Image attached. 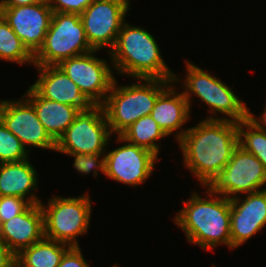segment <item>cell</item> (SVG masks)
Masks as SVG:
<instances>
[{
    "label": "cell",
    "mask_w": 266,
    "mask_h": 267,
    "mask_svg": "<svg viewBox=\"0 0 266 267\" xmlns=\"http://www.w3.org/2000/svg\"><path fill=\"white\" fill-rule=\"evenodd\" d=\"M90 51L93 49L88 43L80 14L53 12L45 41L34 55V65L56 66L63 60Z\"/></svg>",
    "instance_id": "5b68a950"
},
{
    "label": "cell",
    "mask_w": 266,
    "mask_h": 267,
    "mask_svg": "<svg viewBox=\"0 0 266 267\" xmlns=\"http://www.w3.org/2000/svg\"><path fill=\"white\" fill-rule=\"evenodd\" d=\"M35 67H38L40 77L31 87L40 96L76 107L80 111L87 110L93 105L80 91L77 84L57 65Z\"/></svg>",
    "instance_id": "2e32d148"
},
{
    "label": "cell",
    "mask_w": 266,
    "mask_h": 267,
    "mask_svg": "<svg viewBox=\"0 0 266 267\" xmlns=\"http://www.w3.org/2000/svg\"><path fill=\"white\" fill-rule=\"evenodd\" d=\"M97 50L63 60L59 65L93 105H102L110 92L114 75L105 59L92 54Z\"/></svg>",
    "instance_id": "30bf717a"
},
{
    "label": "cell",
    "mask_w": 266,
    "mask_h": 267,
    "mask_svg": "<svg viewBox=\"0 0 266 267\" xmlns=\"http://www.w3.org/2000/svg\"><path fill=\"white\" fill-rule=\"evenodd\" d=\"M248 118L259 129H261V130L266 132V107L264 108V112H263L262 116L258 117V119L255 116H253L252 112H250V111H248Z\"/></svg>",
    "instance_id": "1f68e13d"
},
{
    "label": "cell",
    "mask_w": 266,
    "mask_h": 267,
    "mask_svg": "<svg viewBox=\"0 0 266 267\" xmlns=\"http://www.w3.org/2000/svg\"><path fill=\"white\" fill-rule=\"evenodd\" d=\"M37 2H43V3H47L50 4L51 0H36Z\"/></svg>",
    "instance_id": "d6a6232c"
},
{
    "label": "cell",
    "mask_w": 266,
    "mask_h": 267,
    "mask_svg": "<svg viewBox=\"0 0 266 267\" xmlns=\"http://www.w3.org/2000/svg\"><path fill=\"white\" fill-rule=\"evenodd\" d=\"M266 184V170L255 155L242 147L234 150L232 158L208 186L216 195L231 199L232 195L260 191ZM231 195V196H230Z\"/></svg>",
    "instance_id": "9c48e42d"
},
{
    "label": "cell",
    "mask_w": 266,
    "mask_h": 267,
    "mask_svg": "<svg viewBox=\"0 0 266 267\" xmlns=\"http://www.w3.org/2000/svg\"><path fill=\"white\" fill-rule=\"evenodd\" d=\"M36 0H0V7H16L22 5H32Z\"/></svg>",
    "instance_id": "4dcf8cb0"
},
{
    "label": "cell",
    "mask_w": 266,
    "mask_h": 267,
    "mask_svg": "<svg viewBox=\"0 0 266 267\" xmlns=\"http://www.w3.org/2000/svg\"><path fill=\"white\" fill-rule=\"evenodd\" d=\"M187 74L183 95L188 100L193 94L209 105L210 113L226 114L227 118L208 117L206 120H230L240 122L248 118V108L226 84L190 62L186 63Z\"/></svg>",
    "instance_id": "52a82bcc"
},
{
    "label": "cell",
    "mask_w": 266,
    "mask_h": 267,
    "mask_svg": "<svg viewBox=\"0 0 266 267\" xmlns=\"http://www.w3.org/2000/svg\"><path fill=\"white\" fill-rule=\"evenodd\" d=\"M0 59L22 64H34V55L15 34L9 23L0 14Z\"/></svg>",
    "instance_id": "603a6c76"
},
{
    "label": "cell",
    "mask_w": 266,
    "mask_h": 267,
    "mask_svg": "<svg viewBox=\"0 0 266 267\" xmlns=\"http://www.w3.org/2000/svg\"><path fill=\"white\" fill-rule=\"evenodd\" d=\"M120 136L125 141L146 148L158 156L160 147L155 141H158V139L166 137L167 135L151 115H148L139 118L125 129Z\"/></svg>",
    "instance_id": "7402d4cb"
},
{
    "label": "cell",
    "mask_w": 266,
    "mask_h": 267,
    "mask_svg": "<svg viewBox=\"0 0 266 267\" xmlns=\"http://www.w3.org/2000/svg\"><path fill=\"white\" fill-rule=\"evenodd\" d=\"M27 153L21 141L0 120V163L25 160Z\"/></svg>",
    "instance_id": "d4e9b609"
},
{
    "label": "cell",
    "mask_w": 266,
    "mask_h": 267,
    "mask_svg": "<svg viewBox=\"0 0 266 267\" xmlns=\"http://www.w3.org/2000/svg\"><path fill=\"white\" fill-rule=\"evenodd\" d=\"M102 105L80 111L72 124L56 142L61 153H104L112 135Z\"/></svg>",
    "instance_id": "ba28073f"
},
{
    "label": "cell",
    "mask_w": 266,
    "mask_h": 267,
    "mask_svg": "<svg viewBox=\"0 0 266 267\" xmlns=\"http://www.w3.org/2000/svg\"><path fill=\"white\" fill-rule=\"evenodd\" d=\"M70 156H74V167L81 174L90 173L94 170V176H97L98 169L105 174V157L104 153L97 154H80V153H66ZM103 154V155H102ZM100 156L102 159L100 160ZM94 168V169H93Z\"/></svg>",
    "instance_id": "484cf974"
},
{
    "label": "cell",
    "mask_w": 266,
    "mask_h": 267,
    "mask_svg": "<svg viewBox=\"0 0 266 267\" xmlns=\"http://www.w3.org/2000/svg\"><path fill=\"white\" fill-rule=\"evenodd\" d=\"M172 86L158 96L151 111V117L168 136L181 129L189 120L190 107L183 93H176Z\"/></svg>",
    "instance_id": "ffe728a7"
},
{
    "label": "cell",
    "mask_w": 266,
    "mask_h": 267,
    "mask_svg": "<svg viewBox=\"0 0 266 267\" xmlns=\"http://www.w3.org/2000/svg\"><path fill=\"white\" fill-rule=\"evenodd\" d=\"M36 175L35 168L27 159L0 163V196H16L26 199L30 204H40L39 198L30 193L37 189Z\"/></svg>",
    "instance_id": "ac0fdd59"
},
{
    "label": "cell",
    "mask_w": 266,
    "mask_h": 267,
    "mask_svg": "<svg viewBox=\"0 0 266 267\" xmlns=\"http://www.w3.org/2000/svg\"><path fill=\"white\" fill-rule=\"evenodd\" d=\"M206 192L211 198L204 199L193 193L187 202L183 201L185 207L178 211L174 223L182 228L189 242L205 250L219 244L231 248L230 199L214 197L215 193L210 189Z\"/></svg>",
    "instance_id": "7a4b0ae2"
},
{
    "label": "cell",
    "mask_w": 266,
    "mask_h": 267,
    "mask_svg": "<svg viewBox=\"0 0 266 267\" xmlns=\"http://www.w3.org/2000/svg\"><path fill=\"white\" fill-rule=\"evenodd\" d=\"M29 205L30 203L21 197L0 196V223L3 224L22 213Z\"/></svg>",
    "instance_id": "4316f807"
},
{
    "label": "cell",
    "mask_w": 266,
    "mask_h": 267,
    "mask_svg": "<svg viewBox=\"0 0 266 267\" xmlns=\"http://www.w3.org/2000/svg\"><path fill=\"white\" fill-rule=\"evenodd\" d=\"M2 240V224L0 223V241Z\"/></svg>",
    "instance_id": "836d02e7"
},
{
    "label": "cell",
    "mask_w": 266,
    "mask_h": 267,
    "mask_svg": "<svg viewBox=\"0 0 266 267\" xmlns=\"http://www.w3.org/2000/svg\"><path fill=\"white\" fill-rule=\"evenodd\" d=\"M154 37L141 27L123 23L110 50L112 66L121 74L136 78H156L178 82L161 56Z\"/></svg>",
    "instance_id": "3957f363"
},
{
    "label": "cell",
    "mask_w": 266,
    "mask_h": 267,
    "mask_svg": "<svg viewBox=\"0 0 266 267\" xmlns=\"http://www.w3.org/2000/svg\"><path fill=\"white\" fill-rule=\"evenodd\" d=\"M25 97L33 104L39 121L56 142L80 112L76 107L45 99L31 86Z\"/></svg>",
    "instance_id": "d6986e66"
},
{
    "label": "cell",
    "mask_w": 266,
    "mask_h": 267,
    "mask_svg": "<svg viewBox=\"0 0 266 267\" xmlns=\"http://www.w3.org/2000/svg\"><path fill=\"white\" fill-rule=\"evenodd\" d=\"M0 120L25 148L28 144L42 149L56 150V141L39 121L33 104L27 98L16 102L0 100Z\"/></svg>",
    "instance_id": "4fadbf2b"
},
{
    "label": "cell",
    "mask_w": 266,
    "mask_h": 267,
    "mask_svg": "<svg viewBox=\"0 0 266 267\" xmlns=\"http://www.w3.org/2000/svg\"><path fill=\"white\" fill-rule=\"evenodd\" d=\"M117 140L127 144L105 154V175L124 184L139 186L149 178L158 156L125 141L120 135H117Z\"/></svg>",
    "instance_id": "7c38bea8"
},
{
    "label": "cell",
    "mask_w": 266,
    "mask_h": 267,
    "mask_svg": "<svg viewBox=\"0 0 266 267\" xmlns=\"http://www.w3.org/2000/svg\"><path fill=\"white\" fill-rule=\"evenodd\" d=\"M94 0H51L53 12L81 14Z\"/></svg>",
    "instance_id": "83f0119b"
},
{
    "label": "cell",
    "mask_w": 266,
    "mask_h": 267,
    "mask_svg": "<svg viewBox=\"0 0 266 267\" xmlns=\"http://www.w3.org/2000/svg\"><path fill=\"white\" fill-rule=\"evenodd\" d=\"M44 215V237L79 246L78 235L88 230L91 217V201L88 195L76 198L52 197L47 206L40 202Z\"/></svg>",
    "instance_id": "8992f818"
},
{
    "label": "cell",
    "mask_w": 266,
    "mask_h": 267,
    "mask_svg": "<svg viewBox=\"0 0 266 267\" xmlns=\"http://www.w3.org/2000/svg\"><path fill=\"white\" fill-rule=\"evenodd\" d=\"M144 81L128 86L117 85L114 79L110 92L102 104L112 133L120 135L125 129L143 116H148L154 107L158 96L173 80L156 78H136ZM117 86V87H116Z\"/></svg>",
    "instance_id": "277c9868"
},
{
    "label": "cell",
    "mask_w": 266,
    "mask_h": 267,
    "mask_svg": "<svg viewBox=\"0 0 266 267\" xmlns=\"http://www.w3.org/2000/svg\"><path fill=\"white\" fill-rule=\"evenodd\" d=\"M44 237L40 204H30L22 213L2 224V241L17 255Z\"/></svg>",
    "instance_id": "e0dca14e"
},
{
    "label": "cell",
    "mask_w": 266,
    "mask_h": 267,
    "mask_svg": "<svg viewBox=\"0 0 266 267\" xmlns=\"http://www.w3.org/2000/svg\"><path fill=\"white\" fill-rule=\"evenodd\" d=\"M57 267H89L79 246H71L64 254Z\"/></svg>",
    "instance_id": "f1b7e54d"
},
{
    "label": "cell",
    "mask_w": 266,
    "mask_h": 267,
    "mask_svg": "<svg viewBox=\"0 0 266 267\" xmlns=\"http://www.w3.org/2000/svg\"><path fill=\"white\" fill-rule=\"evenodd\" d=\"M0 14L27 49L35 55L42 47L49 30L53 15L50 5L36 2L32 5L0 7Z\"/></svg>",
    "instance_id": "5bb4252c"
},
{
    "label": "cell",
    "mask_w": 266,
    "mask_h": 267,
    "mask_svg": "<svg viewBox=\"0 0 266 267\" xmlns=\"http://www.w3.org/2000/svg\"><path fill=\"white\" fill-rule=\"evenodd\" d=\"M129 5L127 0H94L80 14L88 43L93 50L99 51L107 45L113 48Z\"/></svg>",
    "instance_id": "8fae6325"
},
{
    "label": "cell",
    "mask_w": 266,
    "mask_h": 267,
    "mask_svg": "<svg viewBox=\"0 0 266 267\" xmlns=\"http://www.w3.org/2000/svg\"><path fill=\"white\" fill-rule=\"evenodd\" d=\"M238 137L239 146L255 155L266 170V132L247 118L238 122Z\"/></svg>",
    "instance_id": "cb8c5ba5"
},
{
    "label": "cell",
    "mask_w": 266,
    "mask_h": 267,
    "mask_svg": "<svg viewBox=\"0 0 266 267\" xmlns=\"http://www.w3.org/2000/svg\"><path fill=\"white\" fill-rule=\"evenodd\" d=\"M16 264V254L1 240L0 267H13Z\"/></svg>",
    "instance_id": "f546056e"
},
{
    "label": "cell",
    "mask_w": 266,
    "mask_h": 267,
    "mask_svg": "<svg viewBox=\"0 0 266 267\" xmlns=\"http://www.w3.org/2000/svg\"><path fill=\"white\" fill-rule=\"evenodd\" d=\"M231 248H237L266 225V189L230 199Z\"/></svg>",
    "instance_id": "9a60e30c"
},
{
    "label": "cell",
    "mask_w": 266,
    "mask_h": 267,
    "mask_svg": "<svg viewBox=\"0 0 266 267\" xmlns=\"http://www.w3.org/2000/svg\"><path fill=\"white\" fill-rule=\"evenodd\" d=\"M67 247V248H66ZM71 246L43 237L16 255L20 267H57Z\"/></svg>",
    "instance_id": "44dd1931"
},
{
    "label": "cell",
    "mask_w": 266,
    "mask_h": 267,
    "mask_svg": "<svg viewBox=\"0 0 266 267\" xmlns=\"http://www.w3.org/2000/svg\"><path fill=\"white\" fill-rule=\"evenodd\" d=\"M177 133L184 165L204 187L220 174L239 145L238 122L230 120H202Z\"/></svg>",
    "instance_id": "6da1fadb"
}]
</instances>
